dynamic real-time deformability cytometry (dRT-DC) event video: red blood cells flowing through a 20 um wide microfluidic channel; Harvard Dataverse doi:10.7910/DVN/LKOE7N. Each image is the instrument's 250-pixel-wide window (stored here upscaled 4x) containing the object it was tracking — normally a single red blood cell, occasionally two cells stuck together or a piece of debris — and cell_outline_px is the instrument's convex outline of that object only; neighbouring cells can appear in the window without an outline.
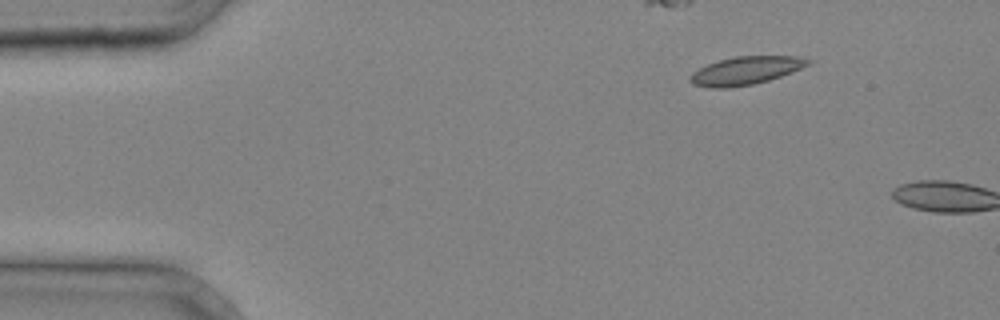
{"species": "common noctule bat (a hibernating species)", "species_latin": "Nyctalus noctula", "temperature_condition": "cold", "stored_images_in_passage": 3, "camera_frame_rate_fps": 3000, "um_per_image_px": 0.085, "animal": {"sex": "male", "body_mass_g": 20.4}, "frame": {"image": 1, "passage_image": 2, "time_ms": 0.333, "image_size_px": [1000, 320], "cell_outline_px": [[812, 64], [792, 72], [768, 80], [752, 84], [728, 88], [712, 88], [692, 84], [688, 80], [688, 76], [692, 72], [708, 64], [720, 60], [736, 56], [800, 56], [812, 60]], "centroid_in_image_um": [63.39, 6.0], "position_along_channel_um": 21.6, "area_um2": 19.36}}